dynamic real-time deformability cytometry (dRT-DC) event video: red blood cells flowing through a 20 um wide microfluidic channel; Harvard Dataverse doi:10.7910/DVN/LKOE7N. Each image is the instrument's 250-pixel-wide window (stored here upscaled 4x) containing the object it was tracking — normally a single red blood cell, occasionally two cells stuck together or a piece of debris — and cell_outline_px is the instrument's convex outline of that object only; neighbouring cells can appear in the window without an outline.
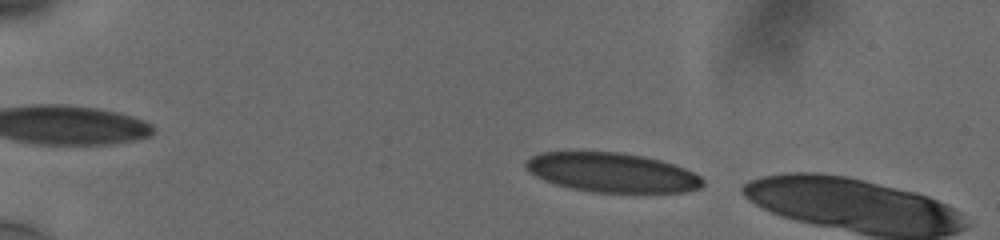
{"species": "human", "species_latin": "Homo sapiens", "temperature_condition": "cold", "stored_images_in_passage": 8, "camera_frame_rate_fps": 3000, "um_per_image_px": 0.085, "donor": {"sex": "male"}, "frame": {"image": 1, "passage_image": 2, "time_ms": 0.333, "image_size_px": [1000, 240], "cell_outline_px": [[704, 184], [700, 188], [684, 192], [592, 192], [572, 188], [556, 184], [544, 180], [528, 172], [524, 164], [524, 160], [540, 152], [620, 152], [644, 156], [660, 160], [684, 168], [700, 176], [704, 180]], "centroid_in_image_um": [52.0, 14.66], "position_along_channel_um": 33.0, "area_um2": 40.58}}